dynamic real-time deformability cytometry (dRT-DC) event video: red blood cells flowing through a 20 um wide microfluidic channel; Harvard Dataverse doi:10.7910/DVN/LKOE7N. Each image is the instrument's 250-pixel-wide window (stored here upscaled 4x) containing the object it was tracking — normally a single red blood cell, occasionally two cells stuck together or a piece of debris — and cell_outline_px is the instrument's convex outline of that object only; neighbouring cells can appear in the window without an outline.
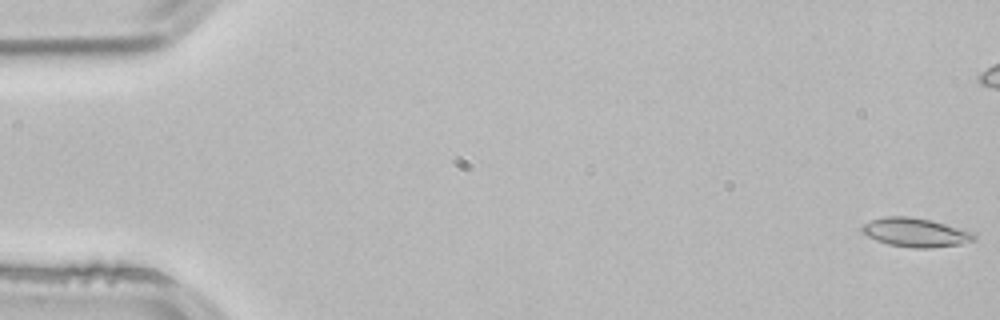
{"species": "common noctule bat (a hibernating species)", "species_latin": "Nyctalus noctula", "temperature_condition": "room temperature", "stored_images_in_passage": 5, "camera_frame_rate_fps": 3000, "um_per_image_px": 0.085, "animal": {"sex": "male", "body_mass_g": 21.5, "forearm_length_mm": 52.0}, "frame": {"image": 1, "passage_image": 1, "time_ms": 0.0, "image_size_px": [1000, 320], "cell_outline_px": [[976, 240], [960, 244], [932, 248], [912, 248], [888, 244], [876, 240], [860, 232], [860, 228], [864, 224], [872, 220], [884, 216], [908, 216], [932, 220], [972, 232], [976, 236]], "centroid_in_image_um": [77.8, 19.76], "position_along_channel_um": 7.2, "area_um2": 18.9}}